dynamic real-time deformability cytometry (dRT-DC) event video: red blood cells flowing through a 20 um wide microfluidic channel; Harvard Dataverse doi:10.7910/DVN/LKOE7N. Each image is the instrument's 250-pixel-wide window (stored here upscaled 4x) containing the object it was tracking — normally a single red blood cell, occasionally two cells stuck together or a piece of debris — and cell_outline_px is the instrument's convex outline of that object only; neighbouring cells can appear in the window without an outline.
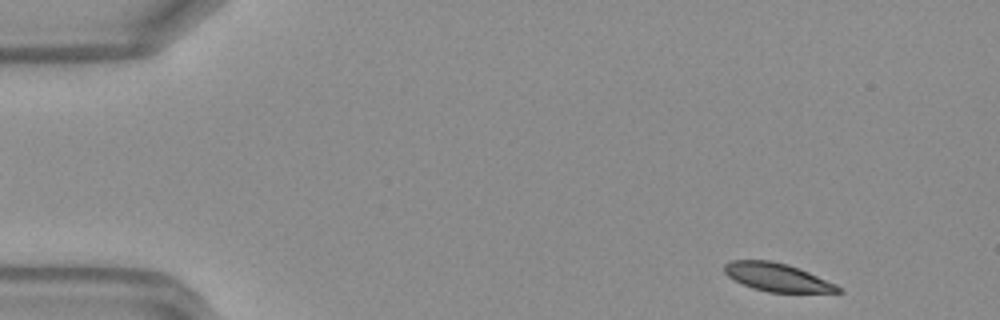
{"species": "Egyptian fruit bat (a non-hibernating species)", "species_latin": "Rousettus aegyptiacus", "temperature_condition": "warm", "stored_images_in_passage": 46, "camera_frame_rate_fps": 3000, "um_per_image_px": 0.085, "frame": {"image": 1, "passage_image": 2, "time_ms": 0.333, "image_size_px": [1000, 320], "cell_outline_px": [[844, 292], [768, 292], [752, 288], [728, 276], [724, 272], [724, 264], [732, 260], [772, 260], [788, 264], [808, 272], [836, 284], [844, 288]], "centroid_in_image_um": [66.08, 23.56], "position_along_channel_um": 18.9, "area_um2": 18.61}}
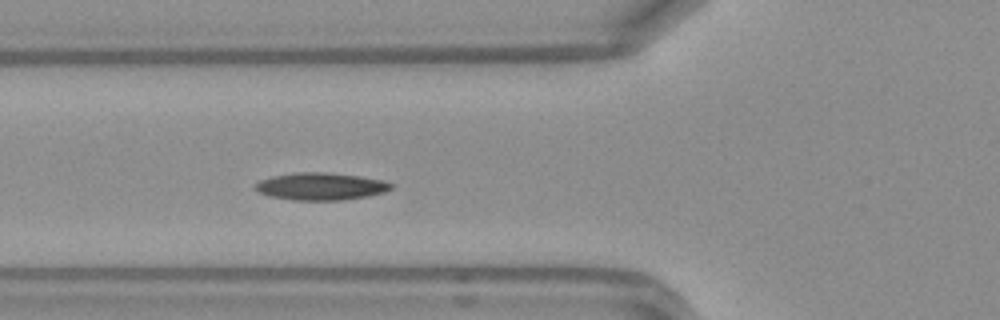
{"frame": {"image": 2, "passage_image": 15, "time_ms": 4.667, "image_size_px": [1000, 320], "cell_outline_px": [[392, 188], [384, 192], [368, 196], [344, 200], [292, 200], [268, 196], [260, 192], [256, 188], [256, 184], [260, 180], [272, 176], [300, 172], [324, 172], [360, 176], [380, 180], [392, 184]], "centroid_in_image_um": [27.26, 15.85], "position_along_channel_um": 98.5, "area_um2": 21.44}}
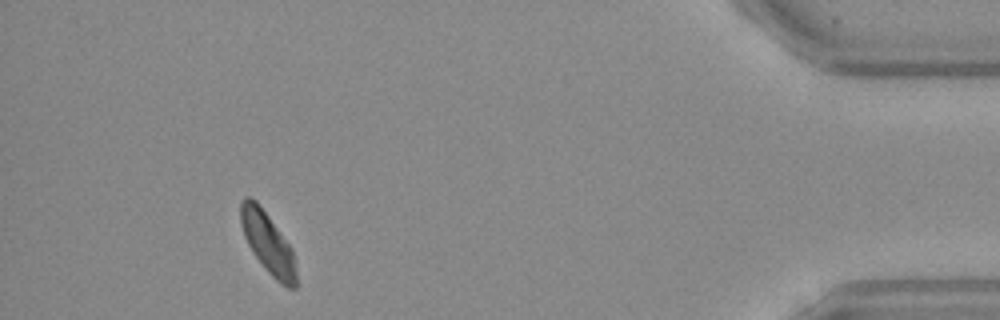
{"frame": {"image": 3, "passage_image": 42, "time_ms": 13.667, "image_size_px": [1000, 320], "cell_outline_px": [[296, 288], [288, 288], [280, 284], [264, 268], [252, 252], [244, 236], [240, 224], [240, 200], [244, 196], [248, 196], [256, 200], [292, 248], [296, 272]], "centroid_in_image_um": [22.74, 20.64], "position_along_channel_um": 412.5, "area_um2": 19.77}, "authors_computed_cell_mechanics": {"area_um2": 20.3456, "velocity_mm_per_s": 4.156, "shape_relaxation_time_tau1_ms": 4.7608, "shape_relaxation_time_tau2_ms": 8.0048, "deformation_change_tau1": 0.1027, "deformation_change_tau2": 0.1372}}